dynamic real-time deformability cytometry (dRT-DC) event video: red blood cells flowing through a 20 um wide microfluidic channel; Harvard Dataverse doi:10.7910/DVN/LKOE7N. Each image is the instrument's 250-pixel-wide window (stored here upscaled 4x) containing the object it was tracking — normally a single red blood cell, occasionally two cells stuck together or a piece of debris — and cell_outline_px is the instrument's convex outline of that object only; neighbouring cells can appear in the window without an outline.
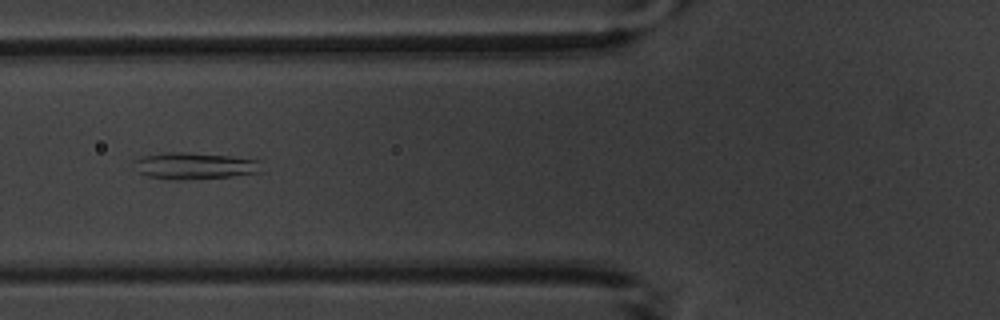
{"species": "common noctule bat (a hibernating species)", "species_latin": "Nyctalus noctula", "temperature_condition": "warm", "stored_images_in_passage": 8, "camera_frame_rate_fps": 3000, "um_per_image_px": 0.085, "animal": {"sex": "male", "body_mass_g": 20.1, "forearm_length_mm": 53.5}, "frame": {"image": 1, "passage_image": 6, "time_ms": 5.667, "image_size_px": [1000, 320], "cell_outline_px": [[260, 172], [232, 176], [180, 180], [172, 180], [148, 176], [140, 172], [136, 160], [144, 156], [168, 152], [184, 152], [232, 156], [260, 160]], "centroid_in_image_um": [16.61, 14.1], "position_along_channel_um": 109.2, "area_um2": 19.42}}
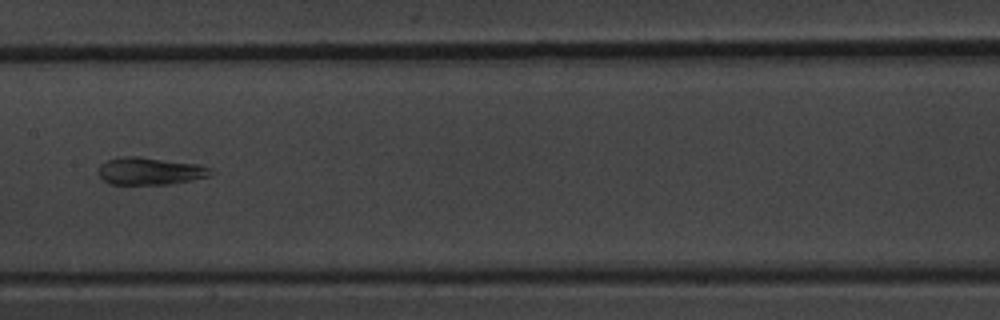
{"frame": {"image": 2, "passage_image": 8, "time_ms": 8.0, "image_size_px": [1000, 320], "cell_outline_px": [[216, 172], [208, 176], [192, 180], [168, 184], [112, 184], [104, 180], [96, 172], [96, 168], [100, 164], [108, 160], [124, 156], [140, 156], [200, 164], [212, 168]], "centroid_in_image_um": [12.77, 14.53], "position_along_channel_um": 194.6, "area_um2": 18.21}}